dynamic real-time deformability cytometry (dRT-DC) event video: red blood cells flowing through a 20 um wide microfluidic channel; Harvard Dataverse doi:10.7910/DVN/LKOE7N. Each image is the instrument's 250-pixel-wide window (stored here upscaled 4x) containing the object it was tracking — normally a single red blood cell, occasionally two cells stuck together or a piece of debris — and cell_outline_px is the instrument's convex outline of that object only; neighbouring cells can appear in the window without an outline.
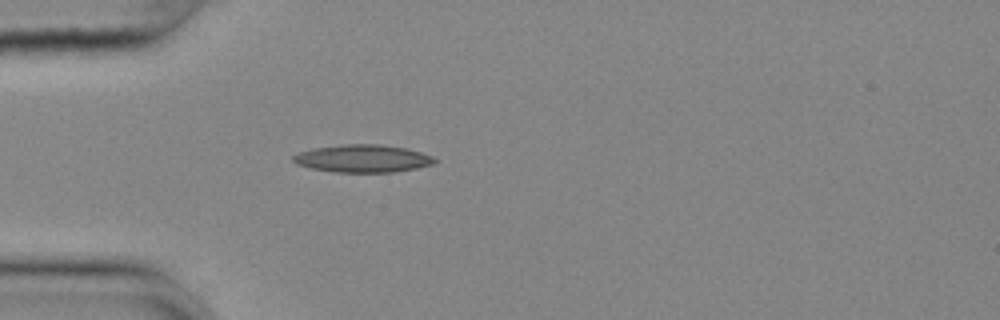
{"species": "common noctule bat (a hibernating species)", "species_latin": "Nyctalus noctula", "temperature_condition": "cold", "stored_images_in_passage": 40, "camera_frame_rate_fps": 3000, "um_per_image_px": 0.085, "animal": {"sex": "female", "body_mass_g": 25.1}, "frame": {"image": 1, "passage_image": 1, "time_ms": 0.0, "image_size_px": [1000, 320], "cell_outline_px": [[436, 160], [432, 164], [416, 168], [396, 172], [332, 172], [312, 168], [296, 164], [292, 160], [292, 156], [300, 152], [312, 148], [344, 144], [380, 144], [408, 148], [432, 156]], "centroid_in_image_um": [30.81, 13.47], "position_along_channel_um": 54.2, "area_um2": 22.83}}
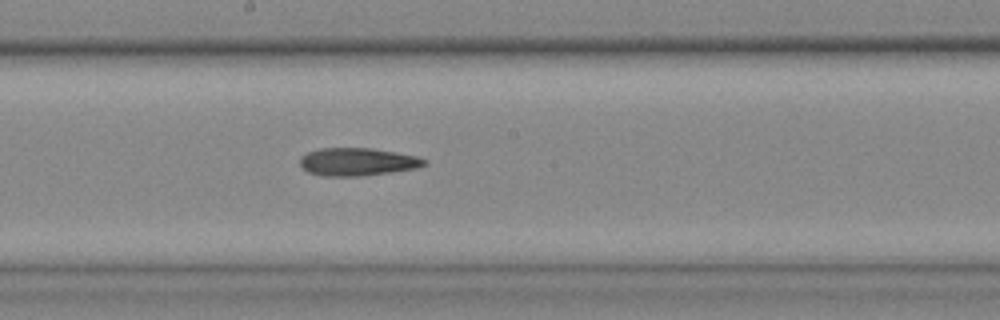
{"frame": {"image": 2, "passage_image": 15, "time_ms": 4.667, "image_size_px": [1000, 320], "cell_outline_px": [[428, 164], [416, 168], [360, 176], [324, 176], [308, 172], [300, 164], [300, 160], [308, 152], [320, 148], [372, 148], [396, 152], [416, 156], [428, 160]], "centroid_in_image_um": [30.41, 13.75], "position_along_channel_um": 217.8, "area_um2": 20.0}}
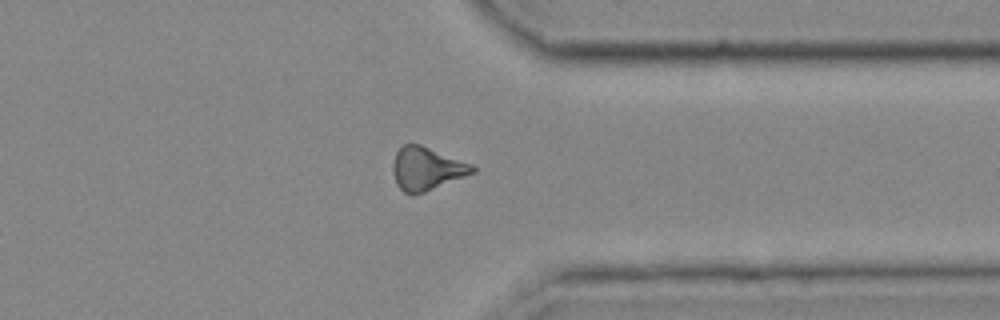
{"frame": {"image": 3, "passage_image": 28, "time_ms": 9.0, "image_size_px": [1000, 320], "cell_outline_px": [[476, 172], [424, 192], [412, 196], [408, 196], [396, 184], [392, 172], [392, 164], [396, 152], [404, 144], [420, 144], [472, 164], [476, 168]], "centroid_in_image_um": [36.24, 14.35], "position_along_channel_um": 375.2, "area_um2": 20.06}}